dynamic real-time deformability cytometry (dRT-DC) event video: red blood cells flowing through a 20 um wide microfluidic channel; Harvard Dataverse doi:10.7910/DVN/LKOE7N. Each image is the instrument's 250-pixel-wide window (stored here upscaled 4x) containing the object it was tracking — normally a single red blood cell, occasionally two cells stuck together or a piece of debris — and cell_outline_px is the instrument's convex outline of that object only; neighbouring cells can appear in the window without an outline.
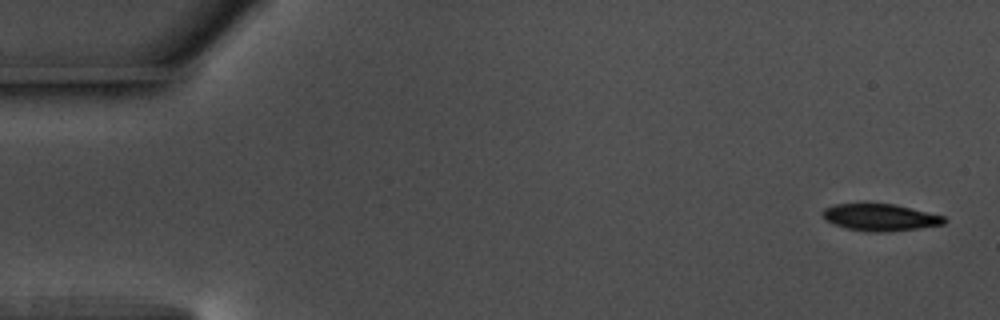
{"species": "common noctule bat (a hibernating species)", "species_latin": "Nyctalus noctula", "temperature_condition": "warm", "stored_images_in_passage": 55, "camera_frame_rate_fps": 3000, "um_per_image_px": 0.085, "animal": {"sex": "male", "body_mass_g": 17.5, "forearm_length_mm": 52.3}, "frame": {"image": 1, "passage_image": 1, "time_ms": 0.0, "image_size_px": [1000, 320], "cell_outline_px": [[948, 220], [944, 224], [920, 228], [884, 232], [868, 232], [848, 228], [836, 224], [828, 220], [820, 212], [824, 208], [836, 204], [896, 204], [944, 216]], "centroid_in_image_um": [74.86, 18.47], "position_along_channel_um": 10.1, "area_um2": 18.9}}
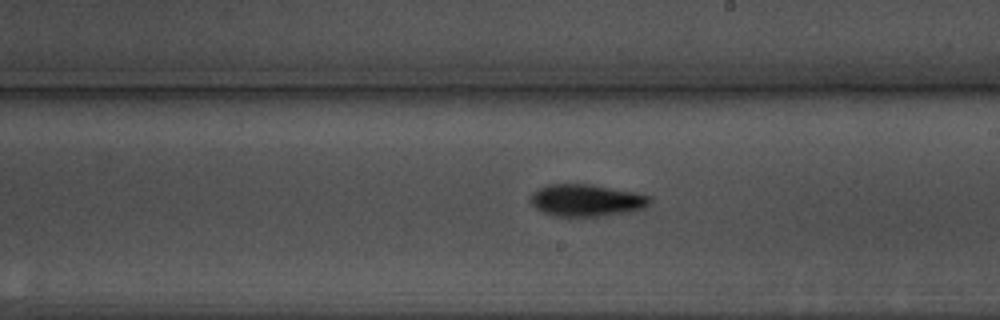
{"frame": {"image": 2, "passage_image": 31, "time_ms": 10.0, "image_size_px": [1000, 320], "cell_outline_px": [[652, 200], [644, 208], [632, 212], [600, 216], [552, 216], [536, 208], [528, 200], [532, 192], [548, 184], [588, 184], [636, 192], [652, 196]], "centroid_in_image_um": [49.86, 17.03], "position_along_channel_um": 239.1, "area_um2": 22.48}}
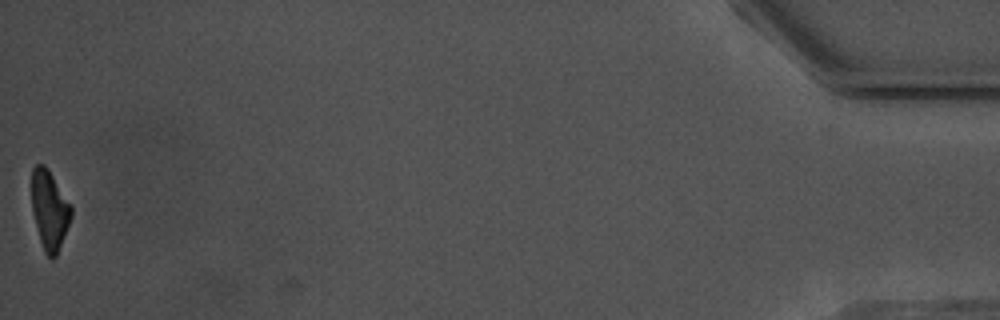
{"frame": {"image": 3, "passage_image": 55, "time_ms": 18.0, "image_size_px": [1000, 320], "cell_outline_px": [[72, 216], [56, 256], [52, 260], [44, 252], [40, 240], [32, 212], [32, 168], [36, 164], [44, 164], [48, 168], [72, 208]], "centroid_in_image_um": [4.2, 17.84], "position_along_channel_um": 431.0, "area_um2": 18.03}, "authors_computed_cell_mechanics": {"area_um2": 20.7502, "velocity_mm_per_s": 3.6486, "shape_relaxation_time_tau1_ms": 2.3409, "shape_relaxation_time_tau2_ms": 3.3659, "deformation_change_tau1": 0.1342, "deformation_change_tau2": 0.112}}